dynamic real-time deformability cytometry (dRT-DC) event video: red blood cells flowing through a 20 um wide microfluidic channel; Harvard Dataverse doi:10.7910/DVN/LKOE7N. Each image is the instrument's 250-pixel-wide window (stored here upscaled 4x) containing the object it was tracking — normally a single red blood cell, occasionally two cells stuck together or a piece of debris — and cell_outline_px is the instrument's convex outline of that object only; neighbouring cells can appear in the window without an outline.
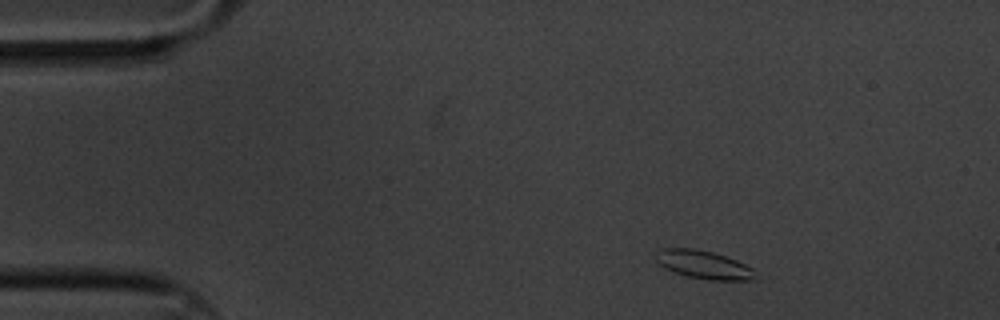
{"species": "common noctule bat (a hibernating species)", "species_latin": "Nyctalus noctula", "temperature_condition": "cold", "stored_images_in_passage": 3, "camera_frame_rate_fps": 3000, "um_per_image_px": 0.085, "animal": {"sex": "male", "body_mass_g": 20.1, "forearm_length_mm": 53.5}, "frame": {"image": 1, "passage_image": 1, "time_ms": 0.0, "image_size_px": [1000, 320], "cell_outline_px": [[760, 276], [752, 280], [708, 280], [688, 276], [672, 272], [664, 268], [652, 260], [656, 252], [660, 248], [692, 248], [712, 252], [736, 260], [752, 268]], "centroid_in_image_um": [59.76, 22.5], "position_along_channel_um": 25.2, "area_um2": 16.7}}